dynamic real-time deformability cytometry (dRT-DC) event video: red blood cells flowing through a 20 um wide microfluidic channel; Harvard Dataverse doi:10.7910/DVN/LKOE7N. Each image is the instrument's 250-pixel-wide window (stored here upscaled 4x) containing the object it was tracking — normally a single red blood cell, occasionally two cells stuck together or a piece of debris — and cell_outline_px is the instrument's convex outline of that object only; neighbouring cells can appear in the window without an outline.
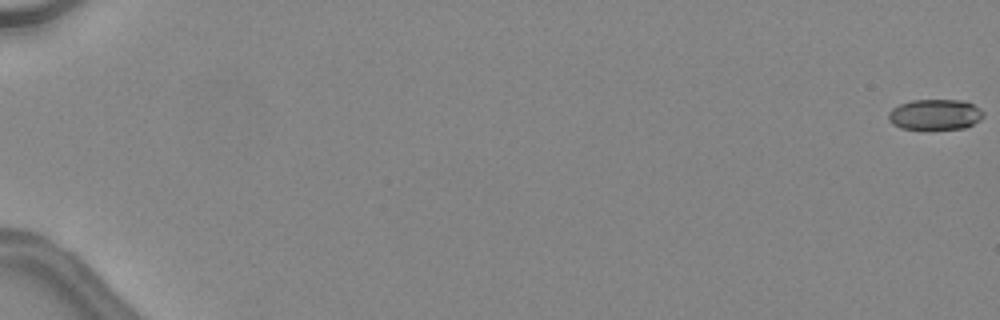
{"species": "common noctule bat (a hibernating species)", "species_latin": "Nyctalus noctula", "temperature_condition": "warm", "stored_images_in_passage": 16, "camera_frame_rate_fps": 3000, "um_per_image_px": 0.085, "animal": {"sex": "female", "body_mass_g": 24.6, "forearm_length_mm": 56.2}, "frame": {"image": 1, "passage_image": 1, "time_ms": 0.0, "image_size_px": [1000, 320], "cell_outline_px": [[984, 116], [980, 120], [964, 128], [900, 128], [892, 124], [888, 120], [888, 112], [892, 108], [900, 104], [912, 100], [964, 100], [980, 108], [984, 112]], "centroid_in_image_um": [79.48, 9.72], "position_along_channel_um": 5.5, "area_um2": 16.82}}
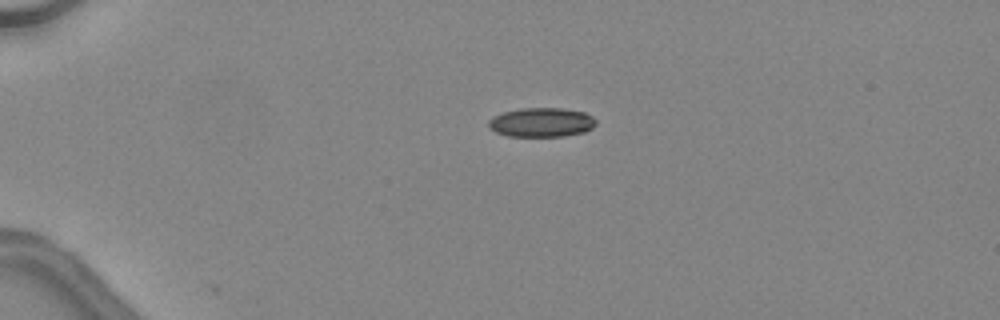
{"frame": {"image": 2, "passage_image": 14, "time_ms": 4.333, "image_size_px": [1000, 320], "cell_outline_px": [[596, 124], [592, 128], [584, 132], [564, 136], [508, 136], [496, 132], [488, 128], [488, 120], [492, 116], [504, 112], [520, 108], [564, 108], [584, 112], [592, 116], [596, 120]], "centroid_in_image_um": [46.01, 10.39], "position_along_channel_um": 39.0, "area_um2": 18.44}}